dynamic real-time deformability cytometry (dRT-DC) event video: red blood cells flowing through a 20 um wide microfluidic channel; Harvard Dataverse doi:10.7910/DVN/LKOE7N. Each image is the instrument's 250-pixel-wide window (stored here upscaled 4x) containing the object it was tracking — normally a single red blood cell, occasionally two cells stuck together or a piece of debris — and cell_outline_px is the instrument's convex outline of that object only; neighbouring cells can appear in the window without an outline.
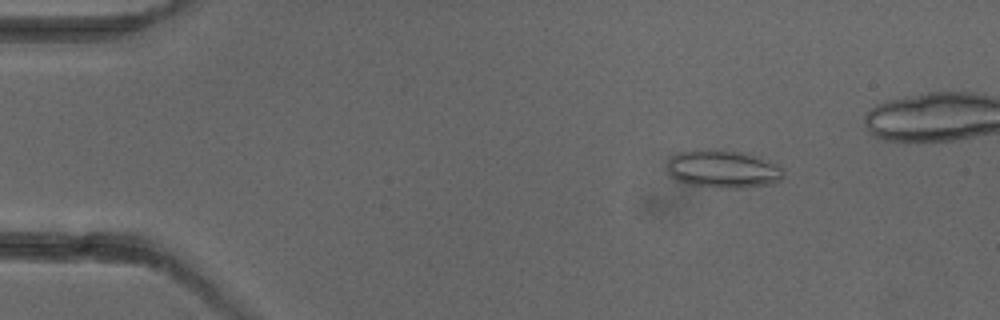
{"species": "common noctule bat (a hibernating species)", "species_latin": "Nyctalus noctula", "temperature_condition": "cold", "stored_images_in_passage": 6, "camera_frame_rate_fps": 3000, "um_per_image_px": 0.085, "animal": {"sex": "female"}, "frame": {"image": 1, "passage_image": 3, "time_ms": 2.333, "image_size_px": [1000, 320], "cell_outline_px": [[784, 176], [780, 180], [772, 184], [740, 188], [720, 188], [688, 184], [676, 180], [668, 172], [668, 160], [672, 156], [680, 152], [700, 148], [708, 148], [740, 152], [768, 160], [780, 164], [784, 168]], "centroid_in_image_um": [61.48, 14.36], "position_along_channel_um": 23.5, "area_um2": 26.01}}